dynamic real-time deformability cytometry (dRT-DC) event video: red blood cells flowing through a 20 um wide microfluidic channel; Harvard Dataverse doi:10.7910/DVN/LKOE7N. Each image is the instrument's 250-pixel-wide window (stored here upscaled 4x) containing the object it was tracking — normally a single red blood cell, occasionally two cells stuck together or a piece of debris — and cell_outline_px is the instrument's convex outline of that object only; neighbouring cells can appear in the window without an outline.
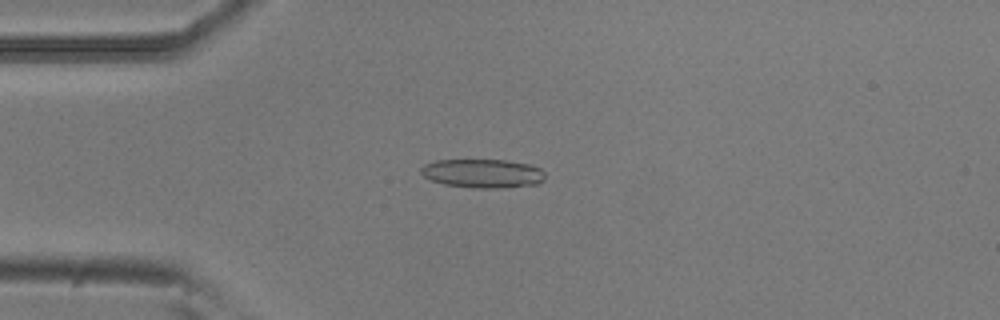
{"species": "common noctule bat (a hibernating species)", "species_latin": "Nyctalus noctula", "temperature_condition": "room temperature", "stored_images_in_passage": 53, "camera_frame_rate_fps": 3000, "um_per_image_px": 0.085, "animal": {"sex": "male", "body_mass_g": 20.5, "forearm_length_mm": 52.5}, "frame": {"image": 1, "passage_image": 13, "time_ms": 4.0, "image_size_px": [1000, 320], "cell_outline_px": [[544, 180], [536, 184], [500, 188], [476, 188], [444, 184], [432, 180], [424, 176], [420, 172], [420, 168], [424, 164], [436, 160], [504, 160], [532, 164], [540, 168], [544, 172]], "centroid_in_image_um": [41.04, 14.73], "position_along_channel_um": 44.0, "area_um2": 20.87}}
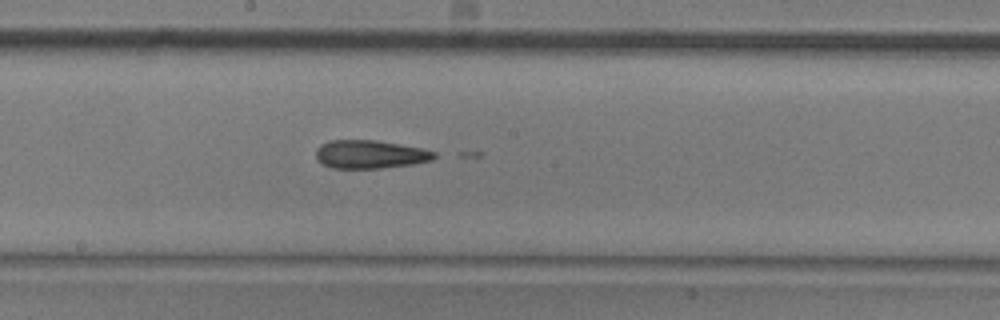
{"frame": {"image": 2, "passage_image": 28, "time_ms": 9.0, "image_size_px": [1000, 320], "cell_outline_px": [[440, 156], [432, 160], [412, 164], [380, 168], [332, 168], [316, 160], [316, 148], [320, 144], [328, 140], [376, 140], [424, 148], [436, 152]], "centroid_in_image_um": [31.48, 13.11], "position_along_channel_um": 216.7, "area_um2": 19.77}}
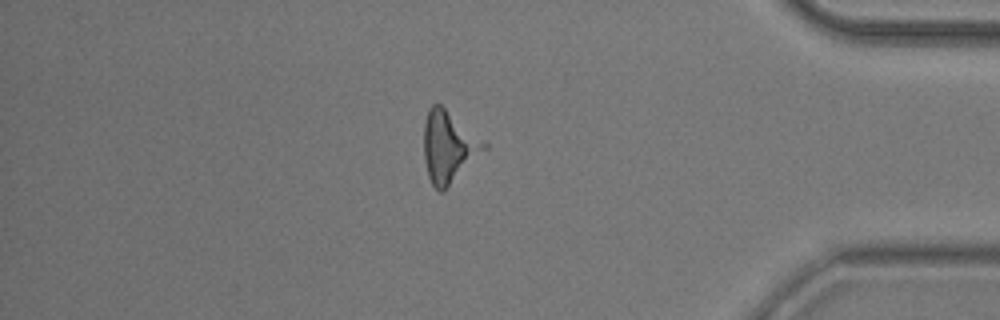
{"frame": {"image": 3, "passage_image": 45, "time_ms": 14.667, "image_size_px": [1000, 320], "cell_outline_px": [[472, 148], [444, 192], [440, 192], [432, 184], [428, 176], [424, 160], [424, 124], [428, 108], [432, 104], [440, 104], [444, 108]], "centroid_in_image_um": [37.65, 12.51], "position_along_channel_um": 397.6, "area_um2": 19.48}}